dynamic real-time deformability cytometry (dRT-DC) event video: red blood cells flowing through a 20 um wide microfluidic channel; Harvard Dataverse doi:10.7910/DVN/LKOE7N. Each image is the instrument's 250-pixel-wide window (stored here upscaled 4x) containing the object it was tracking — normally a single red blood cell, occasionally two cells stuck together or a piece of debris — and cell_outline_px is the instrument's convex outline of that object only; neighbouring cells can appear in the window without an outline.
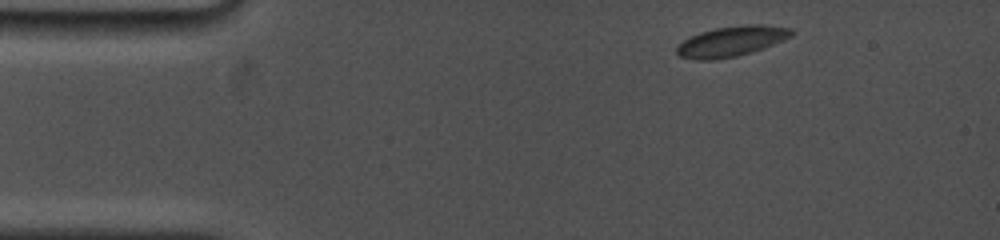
{"species": "common noctule bat (a hibernating species)", "species_latin": "Nyctalus noctula", "temperature_condition": "cold", "stored_images_in_passage": 5, "camera_frame_rate_fps": 5000, "um_per_image_px": 0.085, "animal": {"sex": "female", "body_mass_g": 19.0, "forearm_length_mm": 53.3}, "frame": {"image": 1, "passage_image": 1, "time_ms": 0.0, "image_size_px": [1000, 240], "cell_outline_px": [[796, 32], [792, 36], [784, 40], [764, 48], [752, 52], [736, 56], [712, 60], [696, 60], [680, 56], [676, 52], [676, 48], [684, 40], [700, 32], [716, 28], [744, 24], [760, 24], [792, 28]], "centroid_in_image_um": [62.22, 3.5], "position_along_channel_um": 22.8, "area_um2": 20.29}}
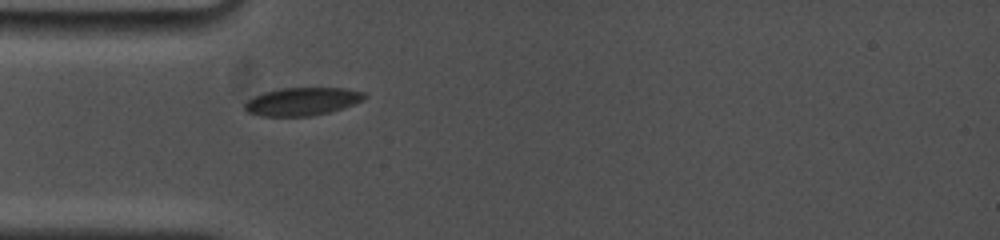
{"frame": {"image": 2, "passage_image": 5, "time_ms": 2.8, "image_size_px": [1000, 240], "cell_outline_px": [[368, 96], [364, 100], [328, 112], [312, 116], [260, 116], [248, 112], [244, 108], [244, 104], [248, 100], [264, 92], [280, 88], [344, 88], [364, 92]], "centroid_in_image_um": [25.69, 8.62], "position_along_channel_um": 59.3, "area_um2": 19.36}}